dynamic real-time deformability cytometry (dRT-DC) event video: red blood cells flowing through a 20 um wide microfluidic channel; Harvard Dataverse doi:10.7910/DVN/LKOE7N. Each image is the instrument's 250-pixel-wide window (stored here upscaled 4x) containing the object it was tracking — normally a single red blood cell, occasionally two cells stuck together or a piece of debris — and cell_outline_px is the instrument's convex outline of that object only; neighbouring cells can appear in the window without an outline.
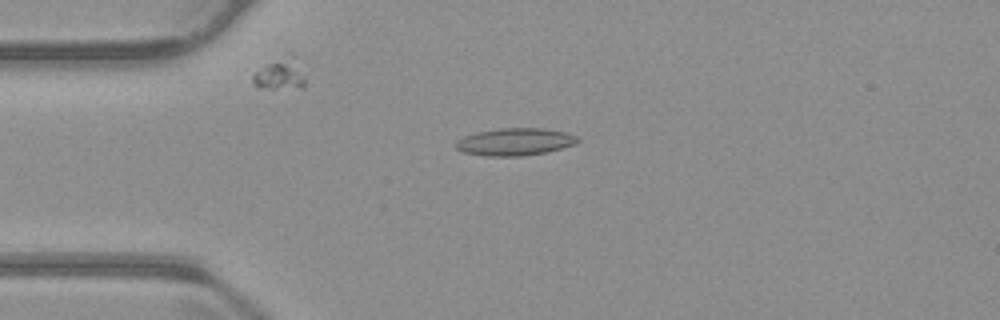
{"species": "common noctule bat (a hibernating species)", "species_latin": "Nyctalus noctula", "temperature_condition": "warm", "stored_images_in_passage": 53, "camera_frame_rate_fps": 3000, "um_per_image_px": 0.085, "animal": {"sex": "male", "body_mass_g": 23.1, "forearm_length_mm": 52.7}, "frame": {"image": 1, "passage_image": 11, "time_ms": 3.333, "image_size_px": [1000, 320], "cell_outline_px": [[580, 140], [576, 144], [544, 152], [520, 156], [488, 156], [464, 152], [456, 148], [456, 140], [464, 136], [476, 132], [500, 128], [544, 128], [564, 132], [576, 136]], "centroid_in_image_um": [43.75, 12.04], "position_along_channel_um": 41.2, "area_um2": 19.25}}
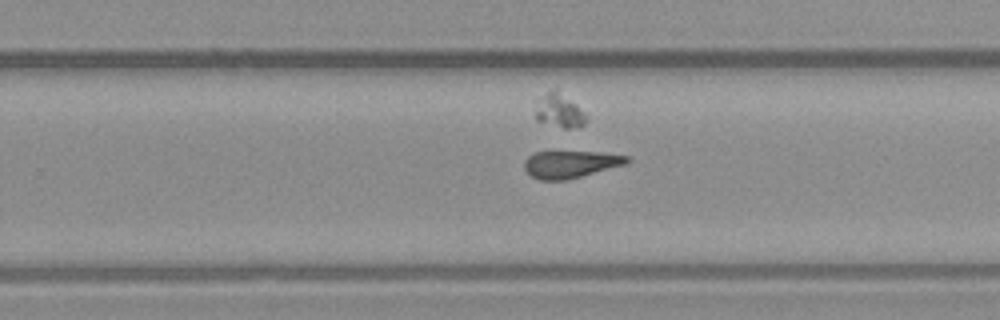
{"frame": {"image": 2, "passage_image": 32, "time_ms": 10.333, "image_size_px": [1000, 320], "cell_outline_px": [[632, 160], [628, 164], [568, 180], [540, 180], [532, 176], [524, 168], [524, 160], [532, 152], [600, 152], [628, 156]], "centroid_in_image_um": [48.53, 13.96], "position_along_channel_um": 281.3, "area_um2": 16.47}}
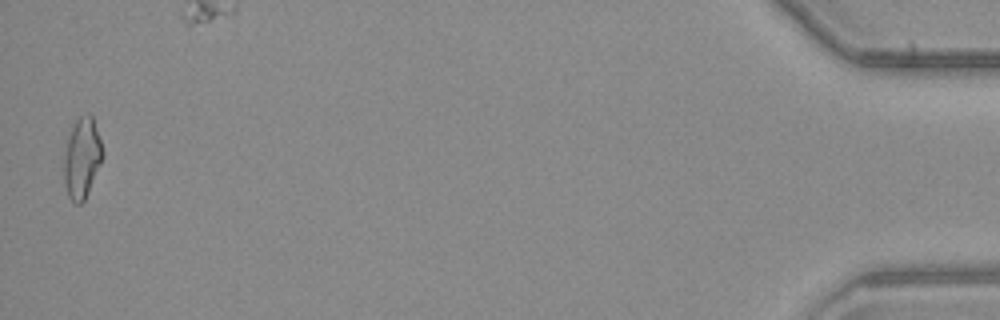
{"frame": {"image": 3, "passage_image": 52, "time_ms": 17.0, "image_size_px": [1000, 320], "cell_outline_px": [[104, 156], [88, 192], [84, 200], [80, 204], [72, 204], [68, 196], [64, 184], [64, 152], [68, 136], [76, 120], [80, 116], [88, 112], [92, 116], [104, 152]], "centroid_in_image_um": [6.96, 13.45], "position_along_channel_um": 428.2, "area_um2": 18.21}, "authors_computed_cell_mechanics": {"area_um2": 17.5134, "velocity_mm_per_s": 3.7381, "shape_relaxation_time_tau1_ms": null, "shape_relaxation_time_tau2_ms": 3.7053, "deformation_change_tau1": null, "deformation_change_tau2": 0.1238}}